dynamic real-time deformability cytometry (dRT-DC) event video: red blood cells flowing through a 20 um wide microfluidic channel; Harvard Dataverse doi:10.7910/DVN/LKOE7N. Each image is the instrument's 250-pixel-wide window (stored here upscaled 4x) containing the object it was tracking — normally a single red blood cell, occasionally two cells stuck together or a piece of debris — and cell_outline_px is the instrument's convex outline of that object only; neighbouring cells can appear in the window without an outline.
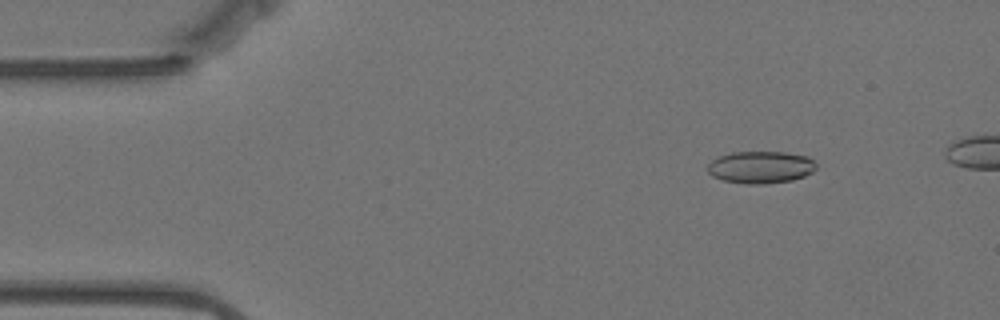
{"species": "Egyptian fruit bat (a non-hibernating species)", "species_latin": "Rousettus aegyptiacus", "temperature_condition": "warm", "stored_images_in_passage": 52, "camera_frame_rate_fps": 3000, "um_per_image_px": 0.085, "animal": {"sex": "female"}, "frame": {"image": 1, "passage_image": 7, "time_ms": 2.0, "image_size_px": [1000, 320], "cell_outline_px": [[816, 168], [812, 172], [804, 176], [792, 180], [764, 184], [744, 184], [724, 180], [712, 176], [708, 172], [708, 164], [712, 160], [720, 156], [732, 152], [784, 152], [808, 156], [816, 164]], "centroid_in_image_um": [64.66, 14.21], "position_along_channel_um": 20.3, "area_um2": 20.35}}
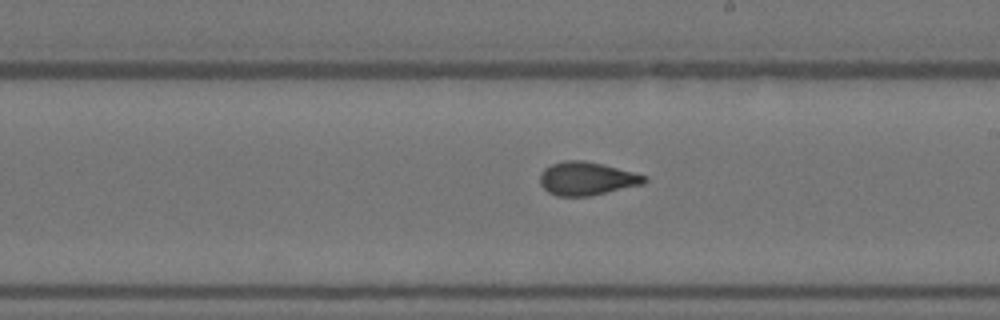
{"frame": {"image": 2, "passage_image": 32, "time_ms": 10.333, "image_size_px": [1000, 320], "cell_outline_px": [[648, 180], [644, 184], [592, 196], [556, 196], [548, 192], [540, 184], [540, 172], [544, 168], [552, 164], [564, 160], [584, 160], [604, 164], [648, 176]], "centroid_in_image_um": [49.89, 15.18], "position_along_channel_um": 239.1, "area_um2": 20.58}}
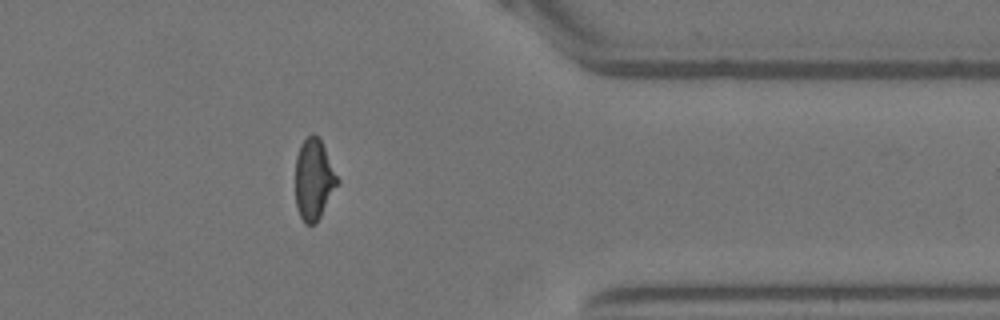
{"frame": {"image": 3, "passage_image": 46, "time_ms": 15.0, "image_size_px": [1000, 320], "cell_outline_px": [[340, 180], [316, 224], [304, 224], [296, 208], [296, 156], [300, 144], [312, 132], [320, 140]], "centroid_in_image_um": [26.66, 15.27], "position_along_channel_um": 384.7, "area_um2": 19.65}, "authors_computed_cell_mechanics": {"area_um2": 20.3745, "velocity_mm_per_s": 3.5059, "shape_relaxation_time_tau1_ms": 11.2162, "shape_relaxation_time_tau2_ms": 1.399, "deformation_change_tau1": 0.2252, "deformation_change_tau2": 0.0683}}